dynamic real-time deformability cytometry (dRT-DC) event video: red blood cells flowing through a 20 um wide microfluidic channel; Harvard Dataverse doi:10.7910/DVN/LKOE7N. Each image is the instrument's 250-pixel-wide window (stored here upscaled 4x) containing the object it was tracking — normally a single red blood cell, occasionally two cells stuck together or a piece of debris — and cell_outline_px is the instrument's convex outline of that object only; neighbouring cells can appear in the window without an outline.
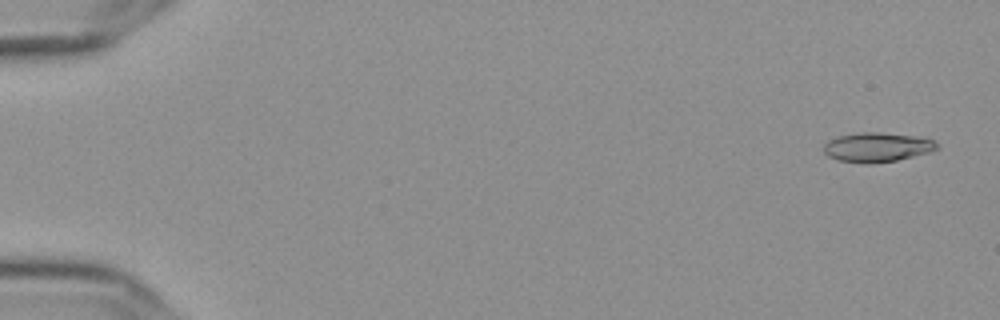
{"species": "Egyptian fruit bat (a non-hibernating species)", "species_latin": "Rousettus aegyptiacus", "temperature_condition": "cold", "stored_images_in_passage": 48, "camera_frame_rate_fps": 3000, "um_per_image_px": 0.085, "frame": {"image": 1, "passage_image": 3, "time_ms": 0.667, "image_size_px": [1000, 320], "cell_outline_px": [[940, 148], [928, 152], [896, 160], [868, 164], [864, 164], [840, 160], [828, 156], [824, 152], [824, 144], [828, 140], [840, 136], [860, 132], [880, 132], [912, 136], [932, 140]], "centroid_in_image_um": [74.51, 12.52], "position_along_channel_um": 10.5, "area_um2": 19.07}}
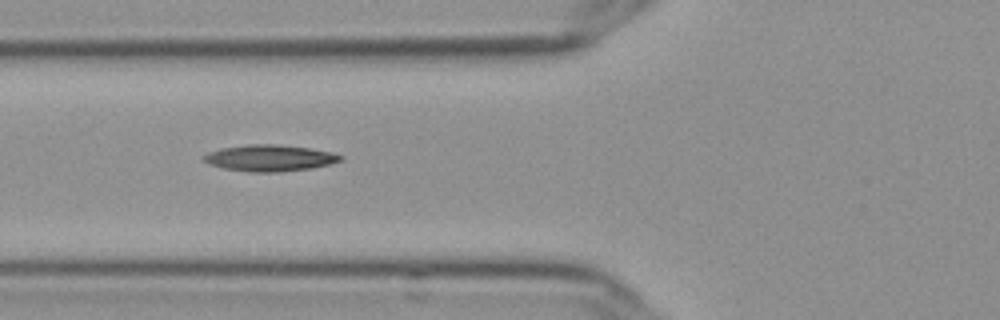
{"frame": {"image": 2, "passage_image": 23, "time_ms": 7.333, "image_size_px": [1000, 320], "cell_outline_px": [[344, 156], [340, 160], [328, 164], [308, 168], [280, 172], [248, 172], [224, 168], [208, 164], [200, 156], [208, 152], [220, 148], [248, 144], [276, 144], [308, 148], [328, 152]], "centroid_in_image_um": [22.82, 13.43], "position_along_channel_um": 103.0, "area_um2": 20.87}}
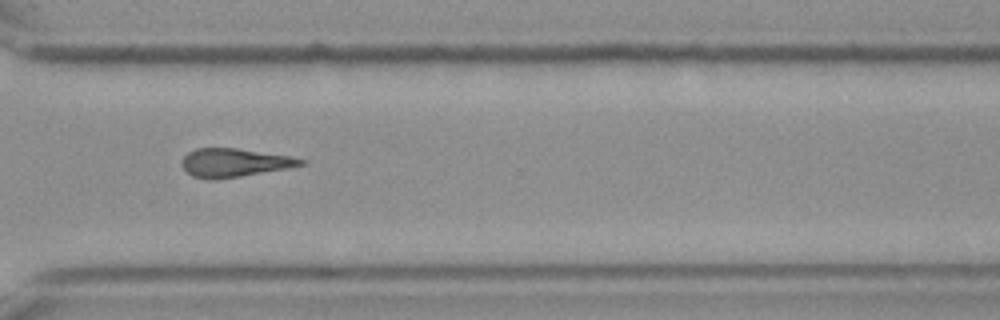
{"frame": {"image": 3, "passage_image": 40, "time_ms": 13.0, "image_size_px": [1000, 320], "cell_outline_px": [[304, 164], [284, 168], [240, 176], [216, 180], [208, 180], [192, 176], [180, 164], [184, 156], [188, 152], [196, 148], [236, 148], [292, 156], [304, 160]], "centroid_in_image_um": [19.85, 13.82], "position_along_channel_um": 350.8, "area_um2": 19.54}}